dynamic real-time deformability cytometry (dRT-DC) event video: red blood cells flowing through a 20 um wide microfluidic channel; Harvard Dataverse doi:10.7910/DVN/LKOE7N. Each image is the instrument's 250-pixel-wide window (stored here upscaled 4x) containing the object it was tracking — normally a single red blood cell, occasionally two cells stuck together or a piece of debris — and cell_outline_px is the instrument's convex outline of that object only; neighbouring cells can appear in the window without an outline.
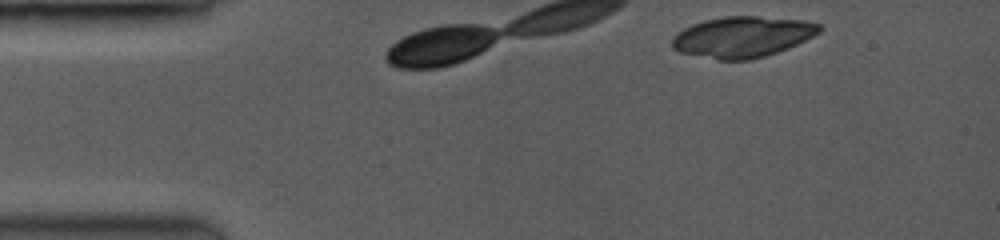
{"species": "common noctule bat (a hibernating species)", "species_latin": "Nyctalus noctula", "temperature_condition": "room temperature", "stored_images_in_passage": 4, "camera_frame_rate_fps": 3500, "um_per_image_px": 0.085, "animal": {"sex": "female", "body_mass_g": 19.0, "forearm_length_mm": 53.3}, "frame": {"image": 1, "passage_image": 1, "time_ms": 0.0, "image_size_px": [1000, 240], "cell_outline_px": [[820, 32], [796, 44], [776, 52], [764, 56], [748, 60], [720, 60], [680, 52], [672, 48], [672, 40], [684, 28], [692, 24], [704, 20], [724, 16], [756, 16], [800, 20], [820, 24]], "centroid_in_image_um": [63.09, 3.13], "position_along_channel_um": 21.9, "area_um2": 34.56}}